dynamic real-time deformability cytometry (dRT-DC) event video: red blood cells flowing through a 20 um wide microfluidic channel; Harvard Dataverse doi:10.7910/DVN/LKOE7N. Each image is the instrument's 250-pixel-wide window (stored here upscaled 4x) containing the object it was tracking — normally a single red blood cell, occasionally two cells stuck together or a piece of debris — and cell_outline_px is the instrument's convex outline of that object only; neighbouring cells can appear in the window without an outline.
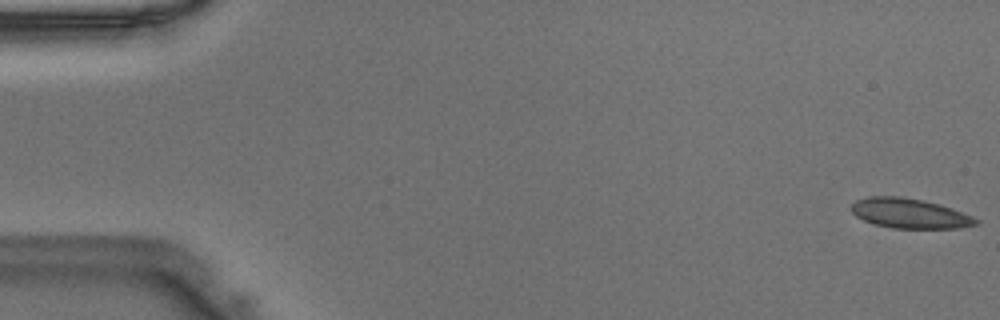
{"species": "Egyptian fruit bat (a non-hibernating species)", "species_latin": "Rousettus aegyptiacus", "temperature_condition": "warm", "stored_images_in_passage": 47, "camera_frame_rate_fps": 3000, "um_per_image_px": 0.085, "animal": {"sex": "male"}, "frame": {"image": 1, "passage_image": 1, "time_ms": 0.0, "image_size_px": [1000, 320], "cell_outline_px": [[980, 224], [960, 228], [892, 228], [876, 224], [864, 220], [856, 216], [852, 212], [852, 204], [856, 200], [868, 196], [900, 196], [924, 200], [940, 204], [952, 208], [972, 216], [980, 220]], "centroid_in_image_um": [77.36, 18.13], "position_along_channel_um": 7.6, "area_um2": 21.73}}
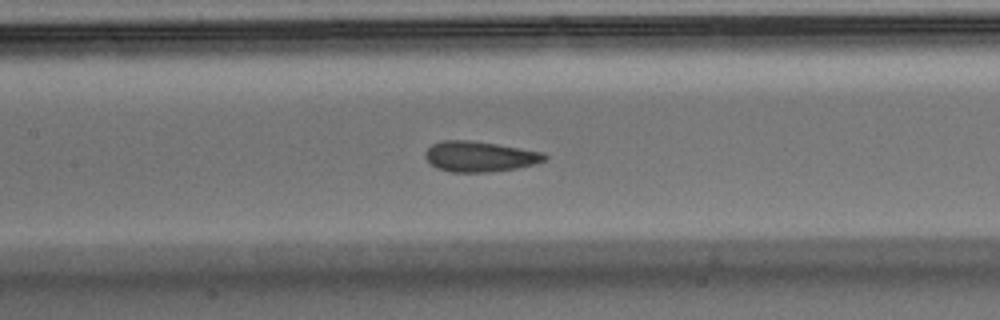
{"frame": {"image": 2, "passage_image": 22, "time_ms": 7.0, "image_size_px": [1000, 320], "cell_outline_px": [[548, 156], [544, 160], [536, 164], [516, 168], [492, 172], [452, 172], [436, 168], [424, 156], [424, 152], [432, 144], [440, 140], [472, 140], [544, 152]], "centroid_in_image_um": [40.76, 13.3], "position_along_channel_um": 166.6, "area_um2": 21.27}}
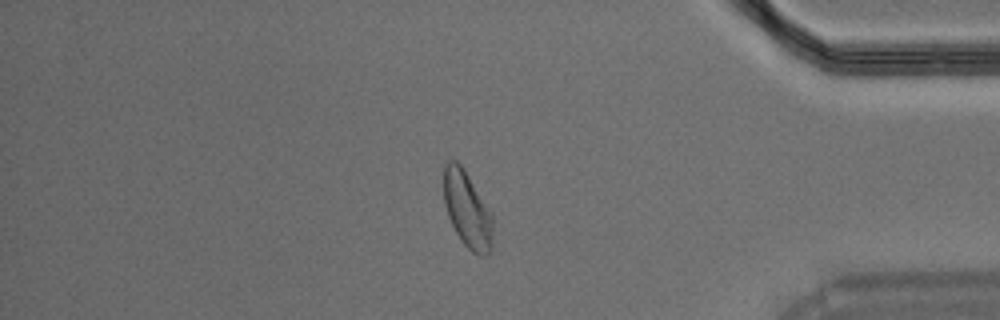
{"frame": {"image": 3, "passage_image": 40, "time_ms": 13.0, "image_size_px": [1000, 320], "cell_outline_px": [[492, 248], [484, 256], [480, 256], [472, 252], [460, 240], [448, 216], [444, 204], [444, 164], [448, 160], [456, 160], [464, 168], [492, 212]], "centroid_in_image_um": [39.72, 17.8], "position_along_channel_um": 395.5, "area_um2": 21.96}}